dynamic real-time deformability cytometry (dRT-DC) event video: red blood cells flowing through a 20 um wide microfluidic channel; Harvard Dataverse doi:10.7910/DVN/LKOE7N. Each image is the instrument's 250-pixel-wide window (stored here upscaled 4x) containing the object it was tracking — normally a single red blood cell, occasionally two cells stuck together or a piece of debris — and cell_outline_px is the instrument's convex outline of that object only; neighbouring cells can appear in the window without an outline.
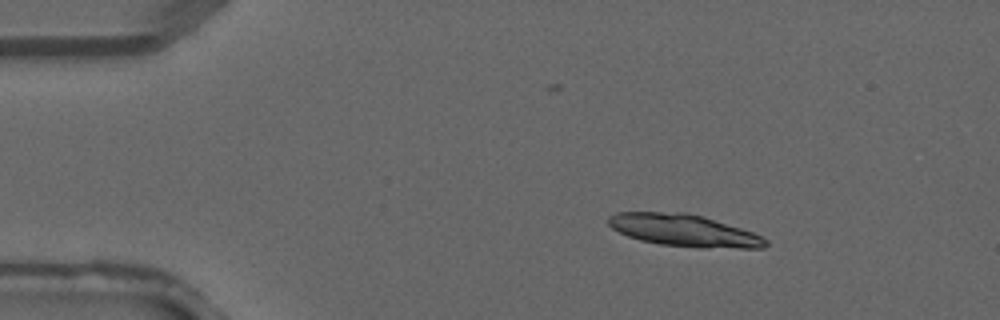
{"species": "common noctule bat (a hibernating species)", "species_latin": "Nyctalus noctula", "temperature_condition": "warm", "stored_images_in_passage": 2, "camera_frame_rate_fps": 3000, "um_per_image_px": 0.085, "animal": {"sex": "male", "forearm_length_mm": 52.5}, "frame": {"image": 1, "passage_image": 1, "time_ms": 0.0, "image_size_px": [1000, 320], "cell_outline_px": [[768, 244], [764, 248], [700, 248], [660, 244], [640, 240], [628, 236], [612, 228], [608, 224], [608, 216], [616, 212], [684, 212], [704, 216], [752, 232], [768, 240]], "centroid_in_image_um": [58.13, 19.58], "position_along_channel_um": 26.9, "area_um2": 29.42}}